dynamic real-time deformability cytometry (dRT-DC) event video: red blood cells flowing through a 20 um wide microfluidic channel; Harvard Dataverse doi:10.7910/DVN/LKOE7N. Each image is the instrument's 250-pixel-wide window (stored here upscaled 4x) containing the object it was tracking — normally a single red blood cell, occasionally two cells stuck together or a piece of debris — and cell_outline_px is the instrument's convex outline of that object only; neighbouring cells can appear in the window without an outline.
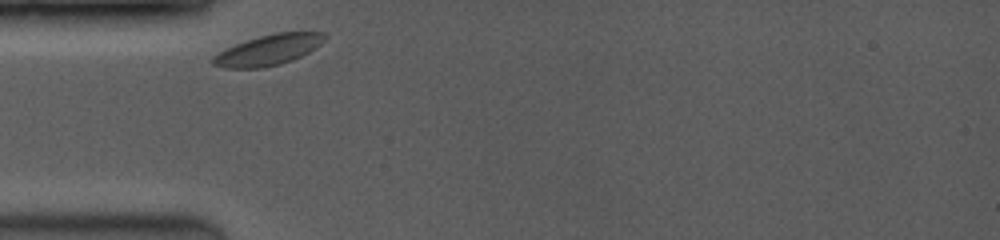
{"species": "common noctule bat (a hibernating species)", "species_latin": "Nyctalus noctula", "temperature_condition": "room temperature", "stored_images_in_passage": 30, "camera_frame_rate_fps": 3500, "um_per_image_px": 0.085, "animal": {"sex": "female", "body_mass_g": 19.0, "forearm_length_mm": 53.3}, "frame": {"image": 1, "passage_image": 1, "time_ms": 0.0, "image_size_px": [1000, 240], "cell_outline_px": [[328, 36], [316, 48], [292, 60], [280, 64], [264, 68], [224, 68], [212, 64], [212, 56], [236, 44], [260, 36], [276, 32], [324, 32]], "centroid_in_image_um": [22.84, 4.25], "position_along_channel_um": 62.2, "area_um2": 19.77}}
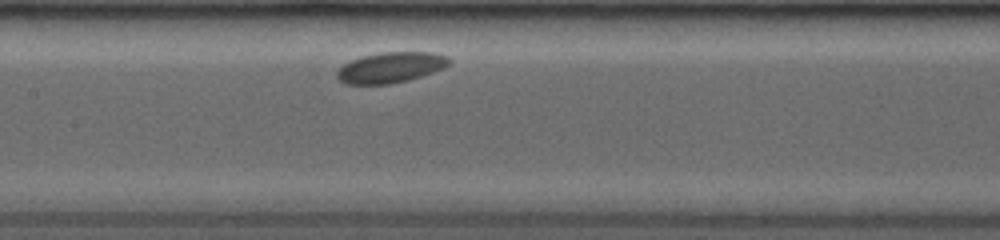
{"frame": {"image": 2, "passage_image": 14, "time_ms": 3.143, "image_size_px": [1000, 240], "cell_outline_px": [[452, 64], [444, 68], [408, 80], [388, 84], [344, 84], [336, 76], [336, 72], [344, 64], [352, 60], [364, 56], [380, 52], [432, 52], [448, 56], [452, 60]], "centroid_in_image_um": [33.25, 5.73], "position_along_channel_um": 174.2, "area_um2": 20.0}}
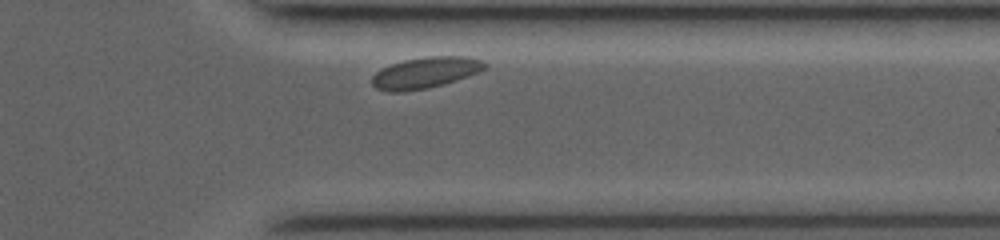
{"frame": {"image": 3, "passage_image": 26, "time_ms": 8.571, "image_size_px": [1000, 240], "cell_outline_px": [[488, 64], [480, 72], [456, 80], [428, 88], [404, 92], [392, 92], [376, 88], [372, 84], [372, 76], [380, 68], [404, 60], [428, 56], [468, 56], [484, 60]], "centroid_in_image_um": [36.17, 6.17], "position_along_channel_um": 375.2, "area_um2": 20.58}}